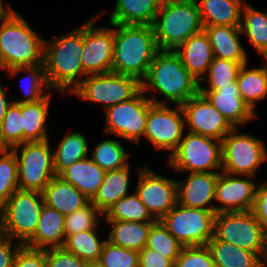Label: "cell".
<instances>
[{"label":"cell","instance_id":"1","mask_svg":"<svg viewBox=\"0 0 267 267\" xmlns=\"http://www.w3.org/2000/svg\"><path fill=\"white\" fill-rule=\"evenodd\" d=\"M84 24L61 36L44 41L43 65L47 83L63 96L71 94L87 76L83 72ZM78 77V79H77Z\"/></svg>","mask_w":267,"mask_h":267},{"label":"cell","instance_id":"2","mask_svg":"<svg viewBox=\"0 0 267 267\" xmlns=\"http://www.w3.org/2000/svg\"><path fill=\"white\" fill-rule=\"evenodd\" d=\"M158 51L153 25L114 24L112 72L141 82Z\"/></svg>","mask_w":267,"mask_h":267},{"label":"cell","instance_id":"3","mask_svg":"<svg viewBox=\"0 0 267 267\" xmlns=\"http://www.w3.org/2000/svg\"><path fill=\"white\" fill-rule=\"evenodd\" d=\"M141 90L144 93L158 91L170 103L182 105L199 93V82L175 51L159 50L141 81Z\"/></svg>","mask_w":267,"mask_h":267},{"label":"cell","instance_id":"4","mask_svg":"<svg viewBox=\"0 0 267 267\" xmlns=\"http://www.w3.org/2000/svg\"><path fill=\"white\" fill-rule=\"evenodd\" d=\"M0 69L43 64L44 39L14 11L0 19Z\"/></svg>","mask_w":267,"mask_h":267},{"label":"cell","instance_id":"5","mask_svg":"<svg viewBox=\"0 0 267 267\" xmlns=\"http://www.w3.org/2000/svg\"><path fill=\"white\" fill-rule=\"evenodd\" d=\"M153 28L158 49L175 51L190 36L204 30L197 0L162 2Z\"/></svg>","mask_w":267,"mask_h":267},{"label":"cell","instance_id":"6","mask_svg":"<svg viewBox=\"0 0 267 267\" xmlns=\"http://www.w3.org/2000/svg\"><path fill=\"white\" fill-rule=\"evenodd\" d=\"M43 205V193L15 191L0 209V231L25 245L36 231Z\"/></svg>","mask_w":267,"mask_h":267},{"label":"cell","instance_id":"7","mask_svg":"<svg viewBox=\"0 0 267 267\" xmlns=\"http://www.w3.org/2000/svg\"><path fill=\"white\" fill-rule=\"evenodd\" d=\"M213 236L267 258V231L252 211L223 212L215 215Z\"/></svg>","mask_w":267,"mask_h":267},{"label":"cell","instance_id":"8","mask_svg":"<svg viewBox=\"0 0 267 267\" xmlns=\"http://www.w3.org/2000/svg\"><path fill=\"white\" fill-rule=\"evenodd\" d=\"M167 161L168 165L178 173L217 172L219 170L221 172V141L188 132Z\"/></svg>","mask_w":267,"mask_h":267},{"label":"cell","instance_id":"9","mask_svg":"<svg viewBox=\"0 0 267 267\" xmlns=\"http://www.w3.org/2000/svg\"><path fill=\"white\" fill-rule=\"evenodd\" d=\"M11 150L16 155L19 190L43 193L56 176L49 139L25 142Z\"/></svg>","mask_w":267,"mask_h":267},{"label":"cell","instance_id":"10","mask_svg":"<svg viewBox=\"0 0 267 267\" xmlns=\"http://www.w3.org/2000/svg\"><path fill=\"white\" fill-rule=\"evenodd\" d=\"M222 170L231 175L256 176V171L267 161L265 143L250 134H239L233 128L222 140Z\"/></svg>","mask_w":267,"mask_h":267},{"label":"cell","instance_id":"11","mask_svg":"<svg viewBox=\"0 0 267 267\" xmlns=\"http://www.w3.org/2000/svg\"><path fill=\"white\" fill-rule=\"evenodd\" d=\"M216 213L178 203L160 220L183 246H206L214 234Z\"/></svg>","mask_w":267,"mask_h":267},{"label":"cell","instance_id":"12","mask_svg":"<svg viewBox=\"0 0 267 267\" xmlns=\"http://www.w3.org/2000/svg\"><path fill=\"white\" fill-rule=\"evenodd\" d=\"M140 90L141 82L137 78L110 72L87 75L71 95H77L85 101L98 102L106 110L133 98Z\"/></svg>","mask_w":267,"mask_h":267},{"label":"cell","instance_id":"13","mask_svg":"<svg viewBox=\"0 0 267 267\" xmlns=\"http://www.w3.org/2000/svg\"><path fill=\"white\" fill-rule=\"evenodd\" d=\"M153 104H166L157 98L144 96L140 90L133 98L113 105L105 110L106 126L104 132L117 135L135 144L144 136L149 108Z\"/></svg>","mask_w":267,"mask_h":267},{"label":"cell","instance_id":"14","mask_svg":"<svg viewBox=\"0 0 267 267\" xmlns=\"http://www.w3.org/2000/svg\"><path fill=\"white\" fill-rule=\"evenodd\" d=\"M185 127V116L181 105L173 109L167 104H153L147 115L144 138L157 150H169V157L184 137Z\"/></svg>","mask_w":267,"mask_h":267},{"label":"cell","instance_id":"15","mask_svg":"<svg viewBox=\"0 0 267 267\" xmlns=\"http://www.w3.org/2000/svg\"><path fill=\"white\" fill-rule=\"evenodd\" d=\"M135 192L156 221H160L177 204V182L156 174L147 165L138 168Z\"/></svg>","mask_w":267,"mask_h":267},{"label":"cell","instance_id":"16","mask_svg":"<svg viewBox=\"0 0 267 267\" xmlns=\"http://www.w3.org/2000/svg\"><path fill=\"white\" fill-rule=\"evenodd\" d=\"M97 17L84 24V47L81 56L86 75L112 72L114 58V23L112 28H94Z\"/></svg>","mask_w":267,"mask_h":267},{"label":"cell","instance_id":"17","mask_svg":"<svg viewBox=\"0 0 267 267\" xmlns=\"http://www.w3.org/2000/svg\"><path fill=\"white\" fill-rule=\"evenodd\" d=\"M188 132L222 140L233 127L206 98L198 93L181 105Z\"/></svg>","mask_w":267,"mask_h":267},{"label":"cell","instance_id":"18","mask_svg":"<svg viewBox=\"0 0 267 267\" xmlns=\"http://www.w3.org/2000/svg\"><path fill=\"white\" fill-rule=\"evenodd\" d=\"M240 177V178H239ZM231 175L221 171L218 175L215 200V213L251 211L255 201L257 184L251 176ZM249 178V179H248ZM251 178V179H250Z\"/></svg>","mask_w":267,"mask_h":267},{"label":"cell","instance_id":"19","mask_svg":"<svg viewBox=\"0 0 267 267\" xmlns=\"http://www.w3.org/2000/svg\"><path fill=\"white\" fill-rule=\"evenodd\" d=\"M220 172H193L186 180L177 181V203L190 208L215 212L216 183Z\"/></svg>","mask_w":267,"mask_h":267},{"label":"cell","instance_id":"20","mask_svg":"<svg viewBox=\"0 0 267 267\" xmlns=\"http://www.w3.org/2000/svg\"><path fill=\"white\" fill-rule=\"evenodd\" d=\"M236 128L245 125L258 115L241 98L237 82L216 91H199Z\"/></svg>","mask_w":267,"mask_h":267},{"label":"cell","instance_id":"21","mask_svg":"<svg viewBox=\"0 0 267 267\" xmlns=\"http://www.w3.org/2000/svg\"><path fill=\"white\" fill-rule=\"evenodd\" d=\"M175 52L184 67L200 82L207 74L214 55L211 42L205 31L190 36Z\"/></svg>","mask_w":267,"mask_h":267},{"label":"cell","instance_id":"22","mask_svg":"<svg viewBox=\"0 0 267 267\" xmlns=\"http://www.w3.org/2000/svg\"><path fill=\"white\" fill-rule=\"evenodd\" d=\"M65 240V215L44 203L36 231L25 245L46 250L63 247Z\"/></svg>","mask_w":267,"mask_h":267},{"label":"cell","instance_id":"23","mask_svg":"<svg viewBox=\"0 0 267 267\" xmlns=\"http://www.w3.org/2000/svg\"><path fill=\"white\" fill-rule=\"evenodd\" d=\"M204 31L211 42L215 58L231 60L241 65L248 62L247 52L239 40L242 34L240 26H206Z\"/></svg>","mask_w":267,"mask_h":267},{"label":"cell","instance_id":"24","mask_svg":"<svg viewBox=\"0 0 267 267\" xmlns=\"http://www.w3.org/2000/svg\"><path fill=\"white\" fill-rule=\"evenodd\" d=\"M105 174L106 171L87 157L71 164L59 177L72 184L88 199L92 200L98 193Z\"/></svg>","mask_w":267,"mask_h":267},{"label":"cell","instance_id":"25","mask_svg":"<svg viewBox=\"0 0 267 267\" xmlns=\"http://www.w3.org/2000/svg\"><path fill=\"white\" fill-rule=\"evenodd\" d=\"M43 197L46 205L65 216L86 206L91 201L76 187L59 176L53 177L46 185Z\"/></svg>","mask_w":267,"mask_h":267},{"label":"cell","instance_id":"26","mask_svg":"<svg viewBox=\"0 0 267 267\" xmlns=\"http://www.w3.org/2000/svg\"><path fill=\"white\" fill-rule=\"evenodd\" d=\"M159 0H116L109 21L121 25H153Z\"/></svg>","mask_w":267,"mask_h":267},{"label":"cell","instance_id":"27","mask_svg":"<svg viewBox=\"0 0 267 267\" xmlns=\"http://www.w3.org/2000/svg\"><path fill=\"white\" fill-rule=\"evenodd\" d=\"M207 247L215 267H265V261L256 253L217 240L214 236Z\"/></svg>","mask_w":267,"mask_h":267},{"label":"cell","instance_id":"28","mask_svg":"<svg viewBox=\"0 0 267 267\" xmlns=\"http://www.w3.org/2000/svg\"><path fill=\"white\" fill-rule=\"evenodd\" d=\"M243 0H200L197 2L203 27L240 26Z\"/></svg>","mask_w":267,"mask_h":267},{"label":"cell","instance_id":"29","mask_svg":"<svg viewBox=\"0 0 267 267\" xmlns=\"http://www.w3.org/2000/svg\"><path fill=\"white\" fill-rule=\"evenodd\" d=\"M130 164L106 171L98 193L91 200L104 215L121 198L128 195Z\"/></svg>","mask_w":267,"mask_h":267},{"label":"cell","instance_id":"30","mask_svg":"<svg viewBox=\"0 0 267 267\" xmlns=\"http://www.w3.org/2000/svg\"><path fill=\"white\" fill-rule=\"evenodd\" d=\"M50 95L37 102L21 104L22 144L48 139L45 123L49 114Z\"/></svg>","mask_w":267,"mask_h":267},{"label":"cell","instance_id":"31","mask_svg":"<svg viewBox=\"0 0 267 267\" xmlns=\"http://www.w3.org/2000/svg\"><path fill=\"white\" fill-rule=\"evenodd\" d=\"M112 225L108 234L111 243L140 252L147 245L148 234L155 222L105 220Z\"/></svg>","mask_w":267,"mask_h":267},{"label":"cell","instance_id":"32","mask_svg":"<svg viewBox=\"0 0 267 267\" xmlns=\"http://www.w3.org/2000/svg\"><path fill=\"white\" fill-rule=\"evenodd\" d=\"M88 143L81 132L68 133L53 149V166L56 176H59L71 164L87 158Z\"/></svg>","mask_w":267,"mask_h":267},{"label":"cell","instance_id":"33","mask_svg":"<svg viewBox=\"0 0 267 267\" xmlns=\"http://www.w3.org/2000/svg\"><path fill=\"white\" fill-rule=\"evenodd\" d=\"M248 62L243 64L237 76V84L241 98L255 111L257 101L267 96V75L262 67L248 69Z\"/></svg>","mask_w":267,"mask_h":267},{"label":"cell","instance_id":"34","mask_svg":"<svg viewBox=\"0 0 267 267\" xmlns=\"http://www.w3.org/2000/svg\"><path fill=\"white\" fill-rule=\"evenodd\" d=\"M241 33L247 35L250 44L260 55H267V13L244 3L240 22Z\"/></svg>","mask_w":267,"mask_h":267},{"label":"cell","instance_id":"35","mask_svg":"<svg viewBox=\"0 0 267 267\" xmlns=\"http://www.w3.org/2000/svg\"><path fill=\"white\" fill-rule=\"evenodd\" d=\"M6 71L10 77L12 76L14 77L18 75V73L20 72H25V74H27L26 75L27 77L25 76V78L22 79L24 81V85H22L24 97L13 101V103L23 104V103L37 102L40 99L48 95V93L44 95L42 94L44 93L43 91L45 89L46 91L51 90L46 80L43 64H38L35 66H28V67L27 66L17 67V68L8 69ZM25 81L27 85L25 84Z\"/></svg>","mask_w":267,"mask_h":267},{"label":"cell","instance_id":"36","mask_svg":"<svg viewBox=\"0 0 267 267\" xmlns=\"http://www.w3.org/2000/svg\"><path fill=\"white\" fill-rule=\"evenodd\" d=\"M104 220L156 222L136 192L117 201L105 213Z\"/></svg>","mask_w":267,"mask_h":267},{"label":"cell","instance_id":"37","mask_svg":"<svg viewBox=\"0 0 267 267\" xmlns=\"http://www.w3.org/2000/svg\"><path fill=\"white\" fill-rule=\"evenodd\" d=\"M96 230L97 228L68 236L63 247L87 262L99 261L106 239L100 241Z\"/></svg>","mask_w":267,"mask_h":267},{"label":"cell","instance_id":"38","mask_svg":"<svg viewBox=\"0 0 267 267\" xmlns=\"http://www.w3.org/2000/svg\"><path fill=\"white\" fill-rule=\"evenodd\" d=\"M241 64L220 58H213L209 65L206 76L199 82V91H216L222 89L225 86H230L237 80ZM207 81L208 87L201 85V82Z\"/></svg>","mask_w":267,"mask_h":267},{"label":"cell","instance_id":"39","mask_svg":"<svg viewBox=\"0 0 267 267\" xmlns=\"http://www.w3.org/2000/svg\"><path fill=\"white\" fill-rule=\"evenodd\" d=\"M129 155L121 142L105 139L95 146L91 159L104 171H112L127 166Z\"/></svg>","mask_w":267,"mask_h":267},{"label":"cell","instance_id":"40","mask_svg":"<svg viewBox=\"0 0 267 267\" xmlns=\"http://www.w3.org/2000/svg\"><path fill=\"white\" fill-rule=\"evenodd\" d=\"M19 190L17 160L12 150L0 149V209Z\"/></svg>","mask_w":267,"mask_h":267},{"label":"cell","instance_id":"41","mask_svg":"<svg viewBox=\"0 0 267 267\" xmlns=\"http://www.w3.org/2000/svg\"><path fill=\"white\" fill-rule=\"evenodd\" d=\"M146 247L151 250H156L174 263L179 257L183 246L160 221H156L150 228Z\"/></svg>","mask_w":267,"mask_h":267},{"label":"cell","instance_id":"42","mask_svg":"<svg viewBox=\"0 0 267 267\" xmlns=\"http://www.w3.org/2000/svg\"><path fill=\"white\" fill-rule=\"evenodd\" d=\"M22 144L21 104L12 103L0 125V149H9Z\"/></svg>","mask_w":267,"mask_h":267},{"label":"cell","instance_id":"43","mask_svg":"<svg viewBox=\"0 0 267 267\" xmlns=\"http://www.w3.org/2000/svg\"><path fill=\"white\" fill-rule=\"evenodd\" d=\"M100 216L104 217V214L91 201L86 206L67 214L65 216V238L97 228Z\"/></svg>","mask_w":267,"mask_h":267},{"label":"cell","instance_id":"44","mask_svg":"<svg viewBox=\"0 0 267 267\" xmlns=\"http://www.w3.org/2000/svg\"><path fill=\"white\" fill-rule=\"evenodd\" d=\"M103 267H139V252L106 240L99 258Z\"/></svg>","mask_w":267,"mask_h":267},{"label":"cell","instance_id":"45","mask_svg":"<svg viewBox=\"0 0 267 267\" xmlns=\"http://www.w3.org/2000/svg\"><path fill=\"white\" fill-rule=\"evenodd\" d=\"M174 267H215V265L206 245L182 247Z\"/></svg>","mask_w":267,"mask_h":267},{"label":"cell","instance_id":"46","mask_svg":"<svg viewBox=\"0 0 267 267\" xmlns=\"http://www.w3.org/2000/svg\"><path fill=\"white\" fill-rule=\"evenodd\" d=\"M86 263L64 247L46 249V267H85Z\"/></svg>","mask_w":267,"mask_h":267},{"label":"cell","instance_id":"47","mask_svg":"<svg viewBox=\"0 0 267 267\" xmlns=\"http://www.w3.org/2000/svg\"><path fill=\"white\" fill-rule=\"evenodd\" d=\"M12 267H46V250L21 245Z\"/></svg>","mask_w":267,"mask_h":267},{"label":"cell","instance_id":"48","mask_svg":"<svg viewBox=\"0 0 267 267\" xmlns=\"http://www.w3.org/2000/svg\"><path fill=\"white\" fill-rule=\"evenodd\" d=\"M267 231V181L256 187V195L253 208L251 210Z\"/></svg>","mask_w":267,"mask_h":267},{"label":"cell","instance_id":"49","mask_svg":"<svg viewBox=\"0 0 267 267\" xmlns=\"http://www.w3.org/2000/svg\"><path fill=\"white\" fill-rule=\"evenodd\" d=\"M139 267H174V263L156 250L144 247L139 252Z\"/></svg>","mask_w":267,"mask_h":267},{"label":"cell","instance_id":"50","mask_svg":"<svg viewBox=\"0 0 267 267\" xmlns=\"http://www.w3.org/2000/svg\"><path fill=\"white\" fill-rule=\"evenodd\" d=\"M13 239L0 231V267H12L15 255L22 245L19 242L13 247Z\"/></svg>","mask_w":267,"mask_h":267},{"label":"cell","instance_id":"51","mask_svg":"<svg viewBox=\"0 0 267 267\" xmlns=\"http://www.w3.org/2000/svg\"><path fill=\"white\" fill-rule=\"evenodd\" d=\"M10 98L6 97V93L0 83V125L6 115V112L8 110V108L11 106V104L13 103L12 100H9Z\"/></svg>","mask_w":267,"mask_h":267},{"label":"cell","instance_id":"52","mask_svg":"<svg viewBox=\"0 0 267 267\" xmlns=\"http://www.w3.org/2000/svg\"><path fill=\"white\" fill-rule=\"evenodd\" d=\"M14 11L10 5L6 9L2 4V0H0V19L10 16Z\"/></svg>","mask_w":267,"mask_h":267},{"label":"cell","instance_id":"53","mask_svg":"<svg viewBox=\"0 0 267 267\" xmlns=\"http://www.w3.org/2000/svg\"><path fill=\"white\" fill-rule=\"evenodd\" d=\"M85 267H103L99 261L87 262Z\"/></svg>","mask_w":267,"mask_h":267},{"label":"cell","instance_id":"54","mask_svg":"<svg viewBox=\"0 0 267 267\" xmlns=\"http://www.w3.org/2000/svg\"><path fill=\"white\" fill-rule=\"evenodd\" d=\"M194 0H163L165 3L191 2Z\"/></svg>","mask_w":267,"mask_h":267},{"label":"cell","instance_id":"55","mask_svg":"<svg viewBox=\"0 0 267 267\" xmlns=\"http://www.w3.org/2000/svg\"><path fill=\"white\" fill-rule=\"evenodd\" d=\"M263 57L267 60V55H263ZM263 68H264L266 75H267V62L264 64Z\"/></svg>","mask_w":267,"mask_h":267}]
</instances>
